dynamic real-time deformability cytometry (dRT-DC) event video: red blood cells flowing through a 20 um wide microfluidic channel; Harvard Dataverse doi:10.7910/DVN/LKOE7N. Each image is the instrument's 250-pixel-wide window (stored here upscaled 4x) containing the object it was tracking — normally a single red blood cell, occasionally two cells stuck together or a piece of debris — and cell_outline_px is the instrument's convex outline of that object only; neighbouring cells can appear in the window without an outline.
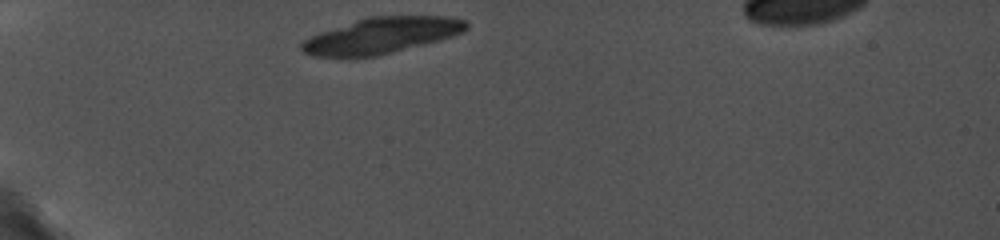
{"species": "common noctule bat (a hibernating species)", "species_latin": "Nyctalus noctula", "temperature_condition": "cold", "stored_images_in_passage": 29, "camera_frame_rate_fps": 5000, "um_per_image_px": 0.085, "animal": {"sex": "female", "body_mass_g": 19.0, "forearm_length_mm": 56.7}, "frame": {"image": 1, "passage_image": 1, "time_ms": 0.0, "image_size_px": [1000, 240], "cell_outline_px": [[468, 28], [464, 32], [440, 40], [376, 56], [344, 60], [312, 56], [304, 52], [300, 48], [300, 44], [304, 40], [320, 32], [356, 20], [372, 16], [448, 16], [464, 20], [468, 24]], "centroid_in_image_um": [32.37, 3.06], "position_along_channel_um": 52.6, "area_um2": 34.97}}
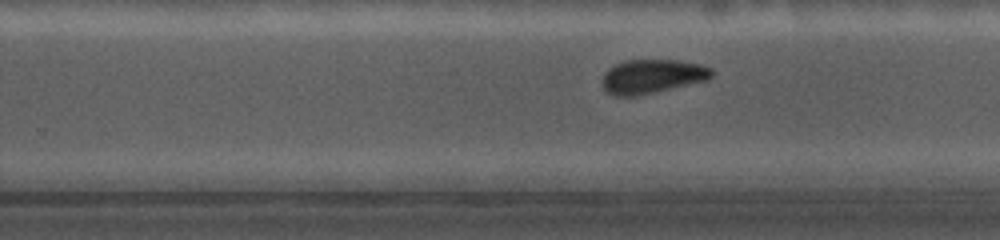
{"frame": {"image": 2, "passage_image": 19, "time_ms": 4.6, "image_size_px": [1000, 240], "cell_outline_px": [[712, 76], [708, 80], [656, 92], [636, 96], [616, 96], [608, 92], [600, 84], [604, 72], [608, 68], [616, 64], [628, 60], [680, 60], [700, 64], [712, 68]], "centroid_in_image_um": [55.42, 6.49], "position_along_channel_um": 274.4, "area_um2": 21.85}}
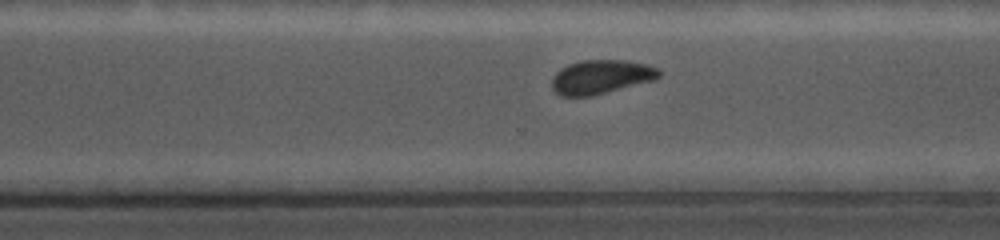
{"frame": {"image": 3, "passage_image": 24, "time_ms": 5.8, "image_size_px": [1000, 240], "cell_outline_px": [[660, 76], [656, 80], [592, 96], [560, 96], [552, 88], [552, 76], [560, 68], [568, 64], [580, 60], [624, 60], [648, 64], [660, 68]], "centroid_in_image_um": [51.1, 6.53], "position_along_channel_um": 319.5, "area_um2": 21.56}}